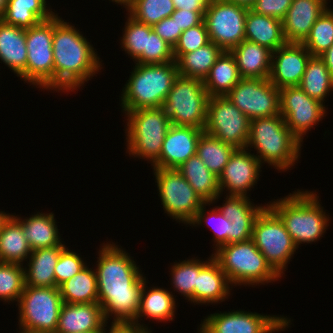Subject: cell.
<instances>
[{"mask_svg":"<svg viewBox=\"0 0 333 333\" xmlns=\"http://www.w3.org/2000/svg\"><path fill=\"white\" fill-rule=\"evenodd\" d=\"M115 243H103L96 264L98 303L106 322L130 325L137 316L146 276L128 252ZM142 273V274H141ZM112 316V317H109Z\"/></svg>","mask_w":333,"mask_h":333,"instance_id":"cell-1","label":"cell"},{"mask_svg":"<svg viewBox=\"0 0 333 333\" xmlns=\"http://www.w3.org/2000/svg\"><path fill=\"white\" fill-rule=\"evenodd\" d=\"M75 26L54 15V91L73 92L103 68L92 44Z\"/></svg>","mask_w":333,"mask_h":333,"instance_id":"cell-2","label":"cell"},{"mask_svg":"<svg viewBox=\"0 0 333 333\" xmlns=\"http://www.w3.org/2000/svg\"><path fill=\"white\" fill-rule=\"evenodd\" d=\"M318 198L316 191L297 190L267 204L283 221L297 248L321 239L329 226V215Z\"/></svg>","mask_w":333,"mask_h":333,"instance_id":"cell-3","label":"cell"},{"mask_svg":"<svg viewBox=\"0 0 333 333\" xmlns=\"http://www.w3.org/2000/svg\"><path fill=\"white\" fill-rule=\"evenodd\" d=\"M301 146L280 114L250 120L246 149L254 147L261 164L265 162L278 171H287L300 158Z\"/></svg>","mask_w":333,"mask_h":333,"instance_id":"cell-4","label":"cell"},{"mask_svg":"<svg viewBox=\"0 0 333 333\" xmlns=\"http://www.w3.org/2000/svg\"><path fill=\"white\" fill-rule=\"evenodd\" d=\"M178 75L176 61L163 64L135 63L122 90V110L163 107Z\"/></svg>","mask_w":333,"mask_h":333,"instance_id":"cell-5","label":"cell"},{"mask_svg":"<svg viewBox=\"0 0 333 333\" xmlns=\"http://www.w3.org/2000/svg\"><path fill=\"white\" fill-rule=\"evenodd\" d=\"M213 258L227 275L232 287L262 285L281 277L267 262L252 239L228 243L213 252Z\"/></svg>","mask_w":333,"mask_h":333,"instance_id":"cell-6","label":"cell"},{"mask_svg":"<svg viewBox=\"0 0 333 333\" xmlns=\"http://www.w3.org/2000/svg\"><path fill=\"white\" fill-rule=\"evenodd\" d=\"M127 117V152L135 158L145 159L151 165L160 157L164 138L171 121L163 107L122 111Z\"/></svg>","mask_w":333,"mask_h":333,"instance_id":"cell-7","label":"cell"},{"mask_svg":"<svg viewBox=\"0 0 333 333\" xmlns=\"http://www.w3.org/2000/svg\"><path fill=\"white\" fill-rule=\"evenodd\" d=\"M208 100L203 80L178 75L163 108L172 125L204 129Z\"/></svg>","mask_w":333,"mask_h":333,"instance_id":"cell-8","label":"cell"},{"mask_svg":"<svg viewBox=\"0 0 333 333\" xmlns=\"http://www.w3.org/2000/svg\"><path fill=\"white\" fill-rule=\"evenodd\" d=\"M251 239L271 267L282 277L298 248L283 221L268 205L257 216Z\"/></svg>","mask_w":333,"mask_h":333,"instance_id":"cell-9","label":"cell"},{"mask_svg":"<svg viewBox=\"0 0 333 333\" xmlns=\"http://www.w3.org/2000/svg\"><path fill=\"white\" fill-rule=\"evenodd\" d=\"M19 329L55 333L62 297L58 287H24L18 303Z\"/></svg>","mask_w":333,"mask_h":333,"instance_id":"cell-10","label":"cell"},{"mask_svg":"<svg viewBox=\"0 0 333 333\" xmlns=\"http://www.w3.org/2000/svg\"><path fill=\"white\" fill-rule=\"evenodd\" d=\"M163 210L175 221L190 224L206 203L178 169L153 168Z\"/></svg>","mask_w":333,"mask_h":333,"instance_id":"cell-11","label":"cell"},{"mask_svg":"<svg viewBox=\"0 0 333 333\" xmlns=\"http://www.w3.org/2000/svg\"><path fill=\"white\" fill-rule=\"evenodd\" d=\"M53 33L54 15L26 29V82L47 90H54Z\"/></svg>","mask_w":333,"mask_h":333,"instance_id":"cell-12","label":"cell"},{"mask_svg":"<svg viewBox=\"0 0 333 333\" xmlns=\"http://www.w3.org/2000/svg\"><path fill=\"white\" fill-rule=\"evenodd\" d=\"M250 119L227 96H210L204 132L236 149H245Z\"/></svg>","mask_w":333,"mask_h":333,"instance_id":"cell-13","label":"cell"},{"mask_svg":"<svg viewBox=\"0 0 333 333\" xmlns=\"http://www.w3.org/2000/svg\"><path fill=\"white\" fill-rule=\"evenodd\" d=\"M247 7L225 0H212L204 13L209 39L225 51L245 40Z\"/></svg>","mask_w":333,"mask_h":333,"instance_id":"cell-14","label":"cell"},{"mask_svg":"<svg viewBox=\"0 0 333 333\" xmlns=\"http://www.w3.org/2000/svg\"><path fill=\"white\" fill-rule=\"evenodd\" d=\"M291 320L244 310L213 313L205 317L199 333H275L284 331Z\"/></svg>","mask_w":333,"mask_h":333,"instance_id":"cell-15","label":"cell"},{"mask_svg":"<svg viewBox=\"0 0 333 333\" xmlns=\"http://www.w3.org/2000/svg\"><path fill=\"white\" fill-rule=\"evenodd\" d=\"M225 96L250 120L280 114V89L269 78H242Z\"/></svg>","mask_w":333,"mask_h":333,"instance_id":"cell-16","label":"cell"},{"mask_svg":"<svg viewBox=\"0 0 333 333\" xmlns=\"http://www.w3.org/2000/svg\"><path fill=\"white\" fill-rule=\"evenodd\" d=\"M280 115L286 126L303 142L308 130L316 126L326 116L325 105L309 97L299 86L280 89Z\"/></svg>","mask_w":333,"mask_h":333,"instance_id":"cell-17","label":"cell"},{"mask_svg":"<svg viewBox=\"0 0 333 333\" xmlns=\"http://www.w3.org/2000/svg\"><path fill=\"white\" fill-rule=\"evenodd\" d=\"M262 164L247 149H236L218 177L220 194L248 197L247 193L257 184Z\"/></svg>","mask_w":333,"mask_h":333,"instance_id":"cell-18","label":"cell"},{"mask_svg":"<svg viewBox=\"0 0 333 333\" xmlns=\"http://www.w3.org/2000/svg\"><path fill=\"white\" fill-rule=\"evenodd\" d=\"M311 53L302 43H286L272 52L270 82L281 89L299 86Z\"/></svg>","mask_w":333,"mask_h":333,"instance_id":"cell-19","label":"cell"},{"mask_svg":"<svg viewBox=\"0 0 333 333\" xmlns=\"http://www.w3.org/2000/svg\"><path fill=\"white\" fill-rule=\"evenodd\" d=\"M204 132L192 126L171 125L162 144L160 157L153 168L177 169L188 158L196 155L197 143Z\"/></svg>","mask_w":333,"mask_h":333,"instance_id":"cell-20","label":"cell"},{"mask_svg":"<svg viewBox=\"0 0 333 333\" xmlns=\"http://www.w3.org/2000/svg\"><path fill=\"white\" fill-rule=\"evenodd\" d=\"M327 0H292L282 20L287 43H303L321 14L328 8Z\"/></svg>","mask_w":333,"mask_h":333,"instance_id":"cell-21","label":"cell"},{"mask_svg":"<svg viewBox=\"0 0 333 333\" xmlns=\"http://www.w3.org/2000/svg\"><path fill=\"white\" fill-rule=\"evenodd\" d=\"M107 324L99 303L63 302L55 333H79L100 330Z\"/></svg>","mask_w":333,"mask_h":333,"instance_id":"cell-22","label":"cell"},{"mask_svg":"<svg viewBox=\"0 0 333 333\" xmlns=\"http://www.w3.org/2000/svg\"><path fill=\"white\" fill-rule=\"evenodd\" d=\"M225 196V203L217 208L231 221L230 243L251 239L254 222L267 204L254 206L249 197Z\"/></svg>","mask_w":333,"mask_h":333,"instance_id":"cell-23","label":"cell"},{"mask_svg":"<svg viewBox=\"0 0 333 333\" xmlns=\"http://www.w3.org/2000/svg\"><path fill=\"white\" fill-rule=\"evenodd\" d=\"M230 286L227 275L218 262L212 258L197 275L193 303L202 305L223 302L230 296Z\"/></svg>","mask_w":333,"mask_h":333,"instance_id":"cell-24","label":"cell"},{"mask_svg":"<svg viewBox=\"0 0 333 333\" xmlns=\"http://www.w3.org/2000/svg\"><path fill=\"white\" fill-rule=\"evenodd\" d=\"M0 59L26 82V29L12 26L0 19Z\"/></svg>","mask_w":333,"mask_h":333,"instance_id":"cell-25","label":"cell"},{"mask_svg":"<svg viewBox=\"0 0 333 333\" xmlns=\"http://www.w3.org/2000/svg\"><path fill=\"white\" fill-rule=\"evenodd\" d=\"M146 283L148 282H144L141 290L139 309L136 319L130 325L148 330L146 324L144 326L139 323L138 320L141 317L146 316L147 318L158 322L173 321L177 306L175 305V295H173L172 292L160 287L155 288V286L151 287L152 289L148 288Z\"/></svg>","mask_w":333,"mask_h":333,"instance_id":"cell-26","label":"cell"},{"mask_svg":"<svg viewBox=\"0 0 333 333\" xmlns=\"http://www.w3.org/2000/svg\"><path fill=\"white\" fill-rule=\"evenodd\" d=\"M66 245L33 250L24 267L25 285L31 287H56L54 269Z\"/></svg>","mask_w":333,"mask_h":333,"instance_id":"cell-27","label":"cell"},{"mask_svg":"<svg viewBox=\"0 0 333 333\" xmlns=\"http://www.w3.org/2000/svg\"><path fill=\"white\" fill-rule=\"evenodd\" d=\"M233 54L241 78H269L272 51L268 48L243 40L230 50Z\"/></svg>","mask_w":333,"mask_h":333,"instance_id":"cell-28","label":"cell"},{"mask_svg":"<svg viewBox=\"0 0 333 333\" xmlns=\"http://www.w3.org/2000/svg\"><path fill=\"white\" fill-rule=\"evenodd\" d=\"M245 40L264 46L272 52L287 43L281 20L257 14L251 9H248L245 19Z\"/></svg>","mask_w":333,"mask_h":333,"instance_id":"cell-29","label":"cell"},{"mask_svg":"<svg viewBox=\"0 0 333 333\" xmlns=\"http://www.w3.org/2000/svg\"><path fill=\"white\" fill-rule=\"evenodd\" d=\"M13 216L22 224L23 234L32 251L62 244L63 241L60 239L61 236H59L60 233L52 212L47 214L37 212L24 218L25 220L19 216Z\"/></svg>","mask_w":333,"mask_h":333,"instance_id":"cell-30","label":"cell"},{"mask_svg":"<svg viewBox=\"0 0 333 333\" xmlns=\"http://www.w3.org/2000/svg\"><path fill=\"white\" fill-rule=\"evenodd\" d=\"M177 169L205 202L214 203L220 198L218 177L206 167L197 154L188 158Z\"/></svg>","mask_w":333,"mask_h":333,"instance_id":"cell-31","label":"cell"},{"mask_svg":"<svg viewBox=\"0 0 333 333\" xmlns=\"http://www.w3.org/2000/svg\"><path fill=\"white\" fill-rule=\"evenodd\" d=\"M241 76L233 54L223 51L203 80L208 96H225Z\"/></svg>","mask_w":333,"mask_h":333,"instance_id":"cell-32","label":"cell"},{"mask_svg":"<svg viewBox=\"0 0 333 333\" xmlns=\"http://www.w3.org/2000/svg\"><path fill=\"white\" fill-rule=\"evenodd\" d=\"M31 252L22 224L10 215L0 230V262L23 265Z\"/></svg>","mask_w":333,"mask_h":333,"instance_id":"cell-33","label":"cell"},{"mask_svg":"<svg viewBox=\"0 0 333 333\" xmlns=\"http://www.w3.org/2000/svg\"><path fill=\"white\" fill-rule=\"evenodd\" d=\"M46 2V0H9L1 20L19 28H31L55 15V12L46 6Z\"/></svg>","mask_w":333,"mask_h":333,"instance_id":"cell-34","label":"cell"},{"mask_svg":"<svg viewBox=\"0 0 333 333\" xmlns=\"http://www.w3.org/2000/svg\"><path fill=\"white\" fill-rule=\"evenodd\" d=\"M58 288L65 303H98L96 271L88 266H85L79 273L62 283Z\"/></svg>","mask_w":333,"mask_h":333,"instance_id":"cell-35","label":"cell"},{"mask_svg":"<svg viewBox=\"0 0 333 333\" xmlns=\"http://www.w3.org/2000/svg\"><path fill=\"white\" fill-rule=\"evenodd\" d=\"M224 50L210 41L193 52L184 53L177 61L178 74L204 80Z\"/></svg>","mask_w":333,"mask_h":333,"instance_id":"cell-36","label":"cell"},{"mask_svg":"<svg viewBox=\"0 0 333 333\" xmlns=\"http://www.w3.org/2000/svg\"><path fill=\"white\" fill-rule=\"evenodd\" d=\"M299 87L311 98L325 101L327 94L333 91V77L320 56H312L307 63Z\"/></svg>","mask_w":333,"mask_h":333,"instance_id":"cell-37","label":"cell"},{"mask_svg":"<svg viewBox=\"0 0 333 333\" xmlns=\"http://www.w3.org/2000/svg\"><path fill=\"white\" fill-rule=\"evenodd\" d=\"M236 148L203 132L197 143L196 154L217 177L222 173Z\"/></svg>","mask_w":333,"mask_h":333,"instance_id":"cell-38","label":"cell"},{"mask_svg":"<svg viewBox=\"0 0 333 333\" xmlns=\"http://www.w3.org/2000/svg\"><path fill=\"white\" fill-rule=\"evenodd\" d=\"M213 258L211 255L208 261L192 258L182 262H174L171 270V284L183 297L193 303V292L197 281V275L200 270Z\"/></svg>","mask_w":333,"mask_h":333,"instance_id":"cell-39","label":"cell"},{"mask_svg":"<svg viewBox=\"0 0 333 333\" xmlns=\"http://www.w3.org/2000/svg\"><path fill=\"white\" fill-rule=\"evenodd\" d=\"M138 22L154 26L164 18H168L175 11L172 0H132L126 9Z\"/></svg>","mask_w":333,"mask_h":333,"instance_id":"cell-40","label":"cell"},{"mask_svg":"<svg viewBox=\"0 0 333 333\" xmlns=\"http://www.w3.org/2000/svg\"><path fill=\"white\" fill-rule=\"evenodd\" d=\"M302 44L311 56L322 55L333 44V9L328 7L321 14Z\"/></svg>","mask_w":333,"mask_h":333,"instance_id":"cell-41","label":"cell"},{"mask_svg":"<svg viewBox=\"0 0 333 333\" xmlns=\"http://www.w3.org/2000/svg\"><path fill=\"white\" fill-rule=\"evenodd\" d=\"M206 205H211V202H206L201 206L196 213L194 220L189 225L199 226L203 224L202 222L206 221V225H208L214 233L213 241L214 244L216 243L214 247L216 249L214 250H217L221 246L230 243L231 221L221 213L217 206L210 210L209 213L207 211L206 215Z\"/></svg>","mask_w":333,"mask_h":333,"instance_id":"cell-42","label":"cell"},{"mask_svg":"<svg viewBox=\"0 0 333 333\" xmlns=\"http://www.w3.org/2000/svg\"><path fill=\"white\" fill-rule=\"evenodd\" d=\"M24 287L23 265L0 262V300H4L3 302H8V304L13 301L18 303Z\"/></svg>","mask_w":333,"mask_h":333,"instance_id":"cell-43","label":"cell"},{"mask_svg":"<svg viewBox=\"0 0 333 333\" xmlns=\"http://www.w3.org/2000/svg\"><path fill=\"white\" fill-rule=\"evenodd\" d=\"M124 33L121 39V47L135 61L146 50L147 36L153 31L152 26L138 22L128 15Z\"/></svg>","mask_w":333,"mask_h":333,"instance_id":"cell-44","label":"cell"},{"mask_svg":"<svg viewBox=\"0 0 333 333\" xmlns=\"http://www.w3.org/2000/svg\"><path fill=\"white\" fill-rule=\"evenodd\" d=\"M175 61L173 47L152 31L147 36L146 50L135 60L137 64H163Z\"/></svg>","mask_w":333,"mask_h":333,"instance_id":"cell-45","label":"cell"},{"mask_svg":"<svg viewBox=\"0 0 333 333\" xmlns=\"http://www.w3.org/2000/svg\"><path fill=\"white\" fill-rule=\"evenodd\" d=\"M210 42L204 21L182 32L178 42L173 47V56L177 61L184 53L193 52Z\"/></svg>","mask_w":333,"mask_h":333,"instance_id":"cell-46","label":"cell"},{"mask_svg":"<svg viewBox=\"0 0 333 333\" xmlns=\"http://www.w3.org/2000/svg\"><path fill=\"white\" fill-rule=\"evenodd\" d=\"M85 266L87 264L79 254L65 247L54 269L56 287L79 273Z\"/></svg>","mask_w":333,"mask_h":333,"instance_id":"cell-47","label":"cell"},{"mask_svg":"<svg viewBox=\"0 0 333 333\" xmlns=\"http://www.w3.org/2000/svg\"><path fill=\"white\" fill-rule=\"evenodd\" d=\"M291 4L292 0H256L250 9L257 14L270 16L282 21Z\"/></svg>","mask_w":333,"mask_h":333,"instance_id":"cell-48","label":"cell"},{"mask_svg":"<svg viewBox=\"0 0 333 333\" xmlns=\"http://www.w3.org/2000/svg\"><path fill=\"white\" fill-rule=\"evenodd\" d=\"M152 30L172 47L178 42L179 37L183 32L181 28H178L175 20L171 17L164 18L156 23L152 26Z\"/></svg>","mask_w":333,"mask_h":333,"instance_id":"cell-49","label":"cell"},{"mask_svg":"<svg viewBox=\"0 0 333 333\" xmlns=\"http://www.w3.org/2000/svg\"><path fill=\"white\" fill-rule=\"evenodd\" d=\"M205 11H186L184 9H175L170 16L175 20L178 28L185 31L191 27H195L204 21Z\"/></svg>","mask_w":333,"mask_h":333,"instance_id":"cell-50","label":"cell"},{"mask_svg":"<svg viewBox=\"0 0 333 333\" xmlns=\"http://www.w3.org/2000/svg\"><path fill=\"white\" fill-rule=\"evenodd\" d=\"M175 9L188 11H206L212 0H172Z\"/></svg>","mask_w":333,"mask_h":333,"instance_id":"cell-51","label":"cell"},{"mask_svg":"<svg viewBox=\"0 0 333 333\" xmlns=\"http://www.w3.org/2000/svg\"><path fill=\"white\" fill-rule=\"evenodd\" d=\"M152 331L128 324H111L107 333H151Z\"/></svg>","mask_w":333,"mask_h":333,"instance_id":"cell-52","label":"cell"},{"mask_svg":"<svg viewBox=\"0 0 333 333\" xmlns=\"http://www.w3.org/2000/svg\"><path fill=\"white\" fill-rule=\"evenodd\" d=\"M320 58L325 62L333 77V44L322 54Z\"/></svg>","mask_w":333,"mask_h":333,"instance_id":"cell-53","label":"cell"},{"mask_svg":"<svg viewBox=\"0 0 333 333\" xmlns=\"http://www.w3.org/2000/svg\"><path fill=\"white\" fill-rule=\"evenodd\" d=\"M225 1L232 2V3L238 4V5H242V6H245V7L249 8V9L256 2V0H225Z\"/></svg>","mask_w":333,"mask_h":333,"instance_id":"cell-54","label":"cell"},{"mask_svg":"<svg viewBox=\"0 0 333 333\" xmlns=\"http://www.w3.org/2000/svg\"><path fill=\"white\" fill-rule=\"evenodd\" d=\"M8 1L9 0H0V19L6 12Z\"/></svg>","mask_w":333,"mask_h":333,"instance_id":"cell-55","label":"cell"},{"mask_svg":"<svg viewBox=\"0 0 333 333\" xmlns=\"http://www.w3.org/2000/svg\"><path fill=\"white\" fill-rule=\"evenodd\" d=\"M10 215V213H4V211H0V230Z\"/></svg>","mask_w":333,"mask_h":333,"instance_id":"cell-56","label":"cell"},{"mask_svg":"<svg viewBox=\"0 0 333 333\" xmlns=\"http://www.w3.org/2000/svg\"><path fill=\"white\" fill-rule=\"evenodd\" d=\"M112 2H115L117 4H120L121 6L125 7L127 9L131 3L132 0H111Z\"/></svg>","mask_w":333,"mask_h":333,"instance_id":"cell-57","label":"cell"},{"mask_svg":"<svg viewBox=\"0 0 333 333\" xmlns=\"http://www.w3.org/2000/svg\"><path fill=\"white\" fill-rule=\"evenodd\" d=\"M107 325L105 324L100 330H97V331H92V332H79V333H107V328H104L106 327Z\"/></svg>","mask_w":333,"mask_h":333,"instance_id":"cell-58","label":"cell"},{"mask_svg":"<svg viewBox=\"0 0 333 333\" xmlns=\"http://www.w3.org/2000/svg\"><path fill=\"white\" fill-rule=\"evenodd\" d=\"M19 333H47V332H34V331H29V330H20Z\"/></svg>","mask_w":333,"mask_h":333,"instance_id":"cell-59","label":"cell"}]
</instances>
